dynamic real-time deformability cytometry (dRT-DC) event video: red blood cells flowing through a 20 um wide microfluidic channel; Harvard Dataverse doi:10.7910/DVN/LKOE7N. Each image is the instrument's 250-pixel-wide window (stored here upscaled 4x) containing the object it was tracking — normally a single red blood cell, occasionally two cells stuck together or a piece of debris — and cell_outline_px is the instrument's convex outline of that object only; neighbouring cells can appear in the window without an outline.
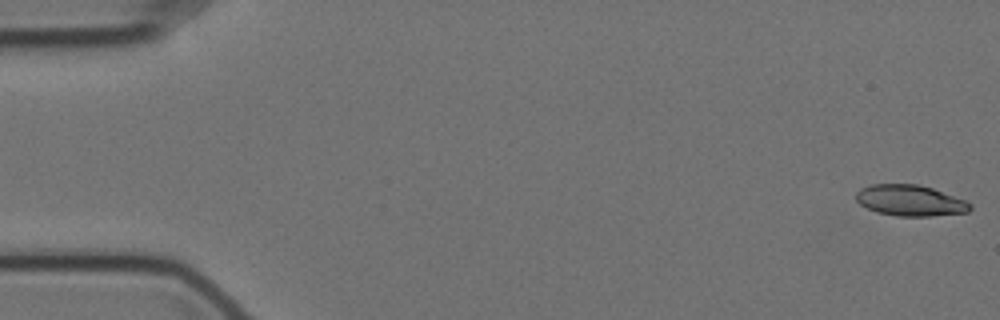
{"species": "Egyptian fruit bat (a non-hibernating species)", "species_latin": "Rousettus aegyptiacus", "temperature_condition": "cold", "stored_images_in_passage": 57, "camera_frame_rate_fps": 3000, "um_per_image_px": 0.085, "animal": {"sex": "female"}, "frame": {"image": 1, "passage_image": 1, "time_ms": 0.0, "image_size_px": [1000, 320], "cell_outline_px": [[972, 208], [968, 212], [932, 216], [896, 216], [876, 212], [860, 204], [856, 200], [856, 192], [860, 188], [872, 184], [916, 184], [932, 188], [964, 200], [972, 204]], "centroid_in_image_um": [77.35, 17.05], "position_along_channel_um": 7.7, "area_um2": 20.58}}
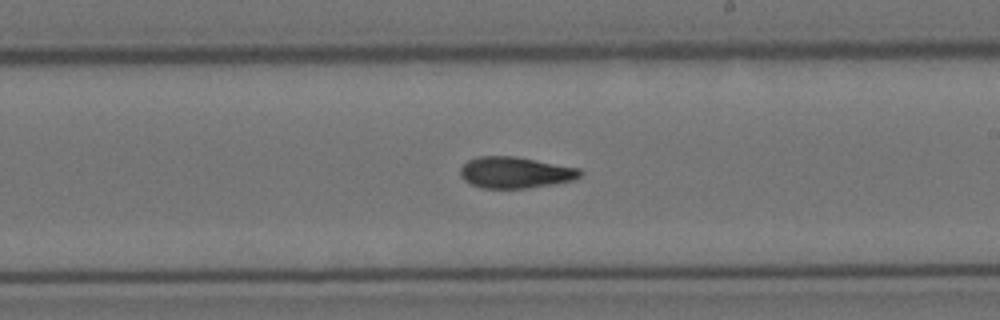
{"frame": {"image": 2, "passage_image": 33, "time_ms": 10.667, "image_size_px": [1000, 320], "cell_outline_px": [[584, 172], [580, 176], [572, 180], [552, 184], [528, 188], [480, 188], [464, 180], [460, 176], [460, 168], [468, 160], [480, 156], [516, 156], [580, 168]], "centroid_in_image_um": [43.8, 14.66], "position_along_channel_um": 245.2, "area_um2": 21.91}}
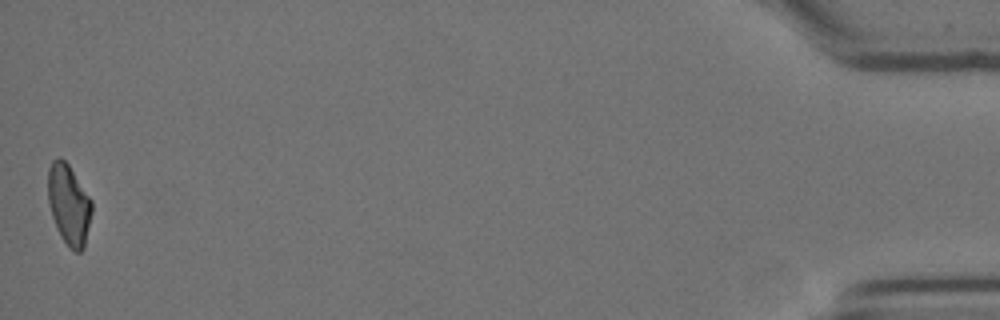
{"frame": {"image": 3, "passage_image": 57, "time_ms": 18.667, "image_size_px": [1000, 320], "cell_outline_px": [[92, 212], [84, 248], [80, 252], [76, 252], [60, 236], [56, 228], [52, 216], [48, 200], [48, 168], [52, 160], [60, 156], [68, 164], [92, 200]], "centroid_in_image_um": [5.85, 17.36], "position_along_channel_um": 429.4, "area_um2": 20.46}, "authors_computed_cell_mechanics": {"area_um2": 21.5594, "velocity_mm_per_s": 3.5018, "shape_relaxation_time_tau1_ms": 7.1304, "shape_relaxation_time_tau2_ms": 4.6345, "deformation_change_tau1": 0.196, "deformation_change_tau2": 0.1172}}